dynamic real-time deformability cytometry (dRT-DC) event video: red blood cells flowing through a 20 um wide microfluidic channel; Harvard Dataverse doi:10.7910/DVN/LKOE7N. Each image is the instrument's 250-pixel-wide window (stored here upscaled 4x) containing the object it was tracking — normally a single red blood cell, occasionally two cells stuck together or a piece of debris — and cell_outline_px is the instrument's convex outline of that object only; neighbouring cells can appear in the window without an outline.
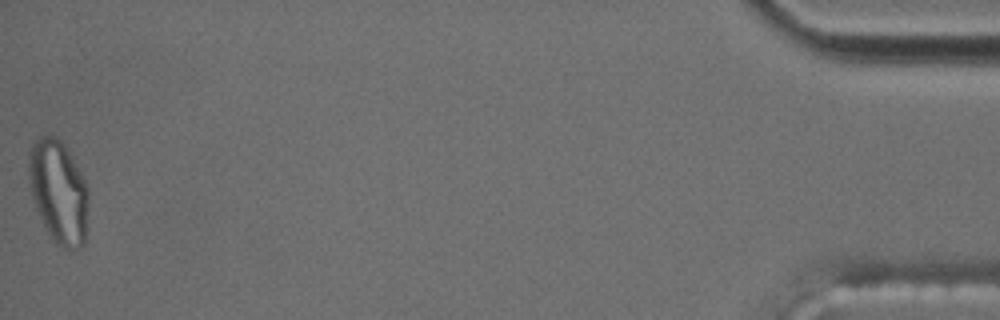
{"species": "common noctule bat (a hibernating species)", "species_latin": "Nyctalus noctula", "temperature_condition": "cold", "stored_images_in_passage": 57, "segment_of_instrument_passage": [2, 2], "camera_frame_rate_fps": 3000, "um_per_image_px": 0.085, "animal": {"sex": "male", "body_mass_g": 17.5, "forearm_length_mm": 52.3}, "frame": {"image": 1, "passage_image": 57, "time_ms": 18.667, "image_size_px": [1000, 320], "cell_outline_px": [[88, 204], [84, 244], [80, 248], [68, 252], [56, 244], [48, 236], [36, 212], [32, 196], [28, 168], [28, 152], [36, 140], [40, 136], [56, 136], [64, 144], [80, 172], [88, 188]], "centroid_in_image_um": [4.96, 16.37], "position_along_channel_um": 430.2, "area_um2": 36.3}}